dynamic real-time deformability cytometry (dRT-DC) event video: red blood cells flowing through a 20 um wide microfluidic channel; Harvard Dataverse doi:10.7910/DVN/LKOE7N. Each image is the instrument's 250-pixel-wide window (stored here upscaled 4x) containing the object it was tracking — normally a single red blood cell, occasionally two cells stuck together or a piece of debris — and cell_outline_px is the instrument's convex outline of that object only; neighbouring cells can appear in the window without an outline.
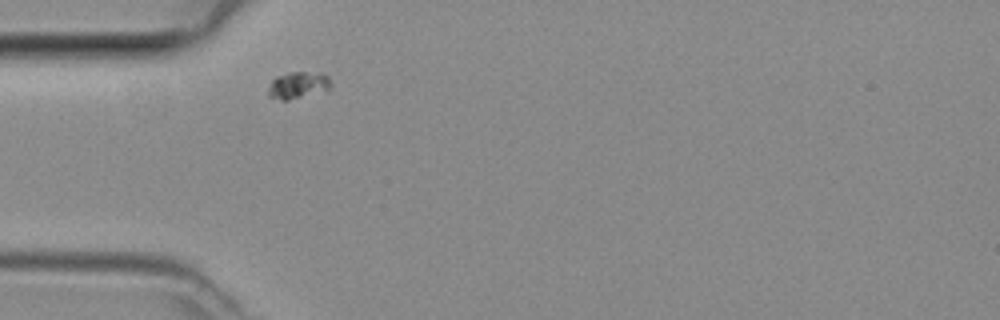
{"species": "common noctule bat (a hibernating species)", "species_latin": "Nyctalus noctula", "temperature_condition": "room temperature", "stored_images_in_passage": 1, "camera_frame_rate_fps": 3000, "um_per_image_px": 0.085, "animal": {"sex": "female", "body_mass_g": 29.2, "forearm_length_mm": 56.3}, "frame": {"image": 1, "passage_image": 1, "time_ms": 0.0, "image_size_px": [1000, 320], "cell_outline_px": [[332, 88], [328, 92], [288, 100], [280, 100], [268, 96], [268, 88], [272, 80], [276, 76], [288, 72], [320, 72], [328, 76], [332, 84]], "centroid_in_image_um": [25.4, 7.25], "position_along_channel_um": 59.6, "area_um2": 10.29}}